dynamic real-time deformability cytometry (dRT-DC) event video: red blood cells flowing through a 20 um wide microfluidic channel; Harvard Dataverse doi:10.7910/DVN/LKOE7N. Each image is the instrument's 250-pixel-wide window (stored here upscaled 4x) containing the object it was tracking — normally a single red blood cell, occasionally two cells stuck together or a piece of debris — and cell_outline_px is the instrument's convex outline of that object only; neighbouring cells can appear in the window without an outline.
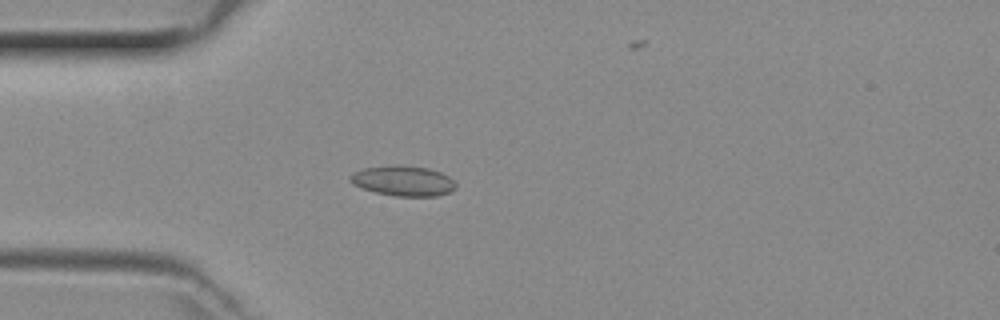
{"species": "common noctule bat (a hibernating species)", "species_latin": "Nyctalus noctula", "temperature_condition": "room temperature", "stored_images_in_passage": 47, "camera_frame_rate_fps": 3000, "um_per_image_px": 0.085, "animal": {"sex": "female", "body_mass_g": 29.2, "forearm_length_mm": 56.3}, "frame": {"image": 1, "passage_image": 11, "time_ms": 3.333, "image_size_px": [1000, 320], "cell_outline_px": [[456, 188], [452, 192], [436, 196], [396, 196], [376, 192], [360, 188], [352, 184], [348, 180], [348, 176], [352, 172], [364, 168], [392, 164], [428, 168], [440, 172], [448, 176], [456, 184]], "centroid_in_image_um": [34.23, 15.37], "position_along_channel_um": 50.8, "area_um2": 18.84}}
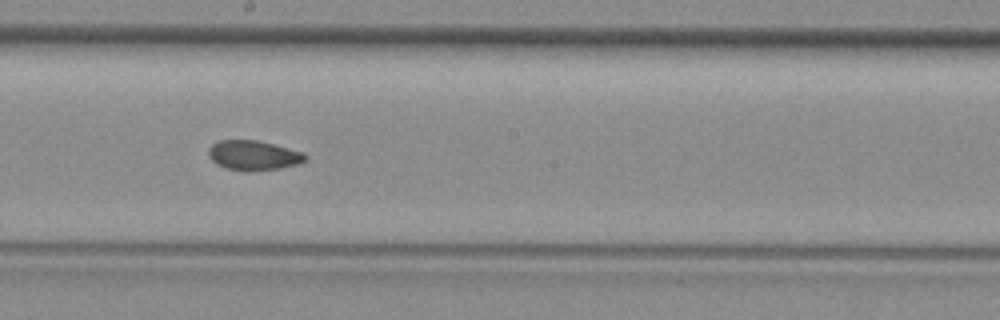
{"frame": {"image": 2, "passage_image": 24, "time_ms": 7.667, "image_size_px": [1000, 320], "cell_outline_px": [[308, 160], [300, 164], [280, 168], [244, 172], [228, 168], [216, 164], [208, 156], [208, 148], [212, 144], [220, 140], [256, 140], [304, 152], [308, 156]], "centroid_in_image_um": [21.57, 13.21], "position_along_channel_um": 226.6, "area_um2": 16.94}}
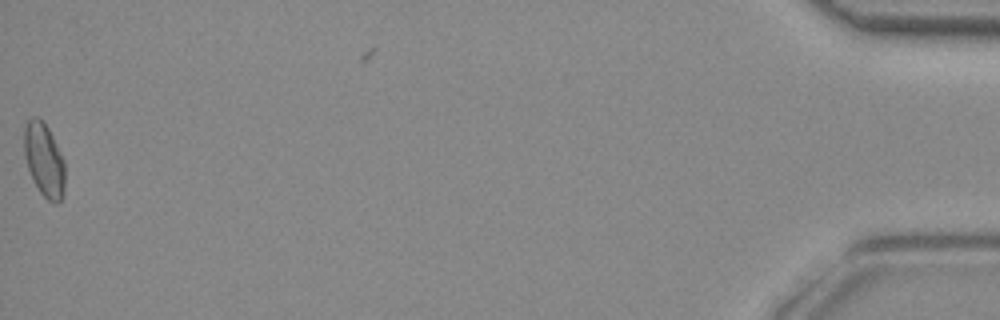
{"frame": {"image": 3, "passage_image": 46, "time_ms": 15.0, "image_size_px": [1000, 320], "cell_outline_px": [[64, 192], [60, 200], [56, 204], [48, 200], [40, 192], [28, 168], [24, 156], [24, 128], [28, 120], [32, 116], [36, 116], [44, 120], [64, 160]], "centroid_in_image_um": [3.74, 13.55], "position_along_channel_um": 431.5, "area_um2": 17.4}}